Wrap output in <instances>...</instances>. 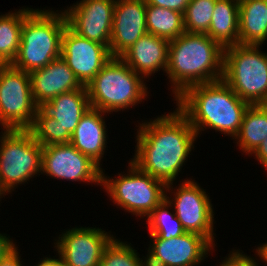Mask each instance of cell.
Masks as SVG:
<instances>
[{"label":"cell","instance_id":"d6a6232c","mask_svg":"<svg viewBox=\"0 0 267 266\" xmlns=\"http://www.w3.org/2000/svg\"><path fill=\"white\" fill-rule=\"evenodd\" d=\"M252 156L258 162V165L260 164L264 168V171L267 170V138L250 157L252 158Z\"/></svg>","mask_w":267,"mask_h":266},{"label":"cell","instance_id":"8d00e7d4","mask_svg":"<svg viewBox=\"0 0 267 266\" xmlns=\"http://www.w3.org/2000/svg\"><path fill=\"white\" fill-rule=\"evenodd\" d=\"M258 245L257 247L256 245L254 246V250H256L261 256L262 263H265L264 266H267V241Z\"/></svg>","mask_w":267,"mask_h":266},{"label":"cell","instance_id":"9c48e42d","mask_svg":"<svg viewBox=\"0 0 267 266\" xmlns=\"http://www.w3.org/2000/svg\"><path fill=\"white\" fill-rule=\"evenodd\" d=\"M207 193L206 189H203L192 176V179L178 184L166 185L165 198L174 208L176 217L185 232L205 237L214 247H217L215 244L217 235L214 233L216 214L212 199Z\"/></svg>","mask_w":267,"mask_h":266},{"label":"cell","instance_id":"f546056e","mask_svg":"<svg viewBox=\"0 0 267 266\" xmlns=\"http://www.w3.org/2000/svg\"><path fill=\"white\" fill-rule=\"evenodd\" d=\"M254 252L255 257L251 256V254L244 253L243 250L232 248L229 251V254H227L225 257H221V262L217 266H260L262 265L261 262V256L259 253L254 249L252 250ZM258 257V258H257ZM223 259V260H222ZM260 260V261H259Z\"/></svg>","mask_w":267,"mask_h":266},{"label":"cell","instance_id":"277c9868","mask_svg":"<svg viewBox=\"0 0 267 266\" xmlns=\"http://www.w3.org/2000/svg\"><path fill=\"white\" fill-rule=\"evenodd\" d=\"M44 8H33L25 16L18 54L11 64L29 74L61 57L62 34L68 25L65 12L63 7Z\"/></svg>","mask_w":267,"mask_h":266},{"label":"cell","instance_id":"e0dca14e","mask_svg":"<svg viewBox=\"0 0 267 266\" xmlns=\"http://www.w3.org/2000/svg\"><path fill=\"white\" fill-rule=\"evenodd\" d=\"M169 44L168 39L146 33L127 49L120 58L135 73L149 81L156 73L159 72L160 74L161 70L163 73L166 72Z\"/></svg>","mask_w":267,"mask_h":266},{"label":"cell","instance_id":"30bf717a","mask_svg":"<svg viewBox=\"0 0 267 266\" xmlns=\"http://www.w3.org/2000/svg\"><path fill=\"white\" fill-rule=\"evenodd\" d=\"M37 109L30 74L0 65V130L29 129Z\"/></svg>","mask_w":267,"mask_h":266},{"label":"cell","instance_id":"836d02e7","mask_svg":"<svg viewBox=\"0 0 267 266\" xmlns=\"http://www.w3.org/2000/svg\"><path fill=\"white\" fill-rule=\"evenodd\" d=\"M18 247L10 253L5 259L0 260V266H25L20 254L21 250Z\"/></svg>","mask_w":267,"mask_h":266},{"label":"cell","instance_id":"83f0119b","mask_svg":"<svg viewBox=\"0 0 267 266\" xmlns=\"http://www.w3.org/2000/svg\"><path fill=\"white\" fill-rule=\"evenodd\" d=\"M140 255L133 244L115 236L104 248L99 266H140Z\"/></svg>","mask_w":267,"mask_h":266},{"label":"cell","instance_id":"ba28073f","mask_svg":"<svg viewBox=\"0 0 267 266\" xmlns=\"http://www.w3.org/2000/svg\"><path fill=\"white\" fill-rule=\"evenodd\" d=\"M41 164L42 146L28 129L1 130L0 186L7 194L39 177Z\"/></svg>","mask_w":267,"mask_h":266},{"label":"cell","instance_id":"d590c367","mask_svg":"<svg viewBox=\"0 0 267 266\" xmlns=\"http://www.w3.org/2000/svg\"><path fill=\"white\" fill-rule=\"evenodd\" d=\"M56 257V258H55ZM38 263H35L34 266H67L63 261L61 256L56 252L55 256H50V254L46 257H42ZM29 266V265H27Z\"/></svg>","mask_w":267,"mask_h":266},{"label":"cell","instance_id":"d6986e66","mask_svg":"<svg viewBox=\"0 0 267 266\" xmlns=\"http://www.w3.org/2000/svg\"><path fill=\"white\" fill-rule=\"evenodd\" d=\"M107 115L110 114L90 108L81 117L70 140L71 145L80 153L89 156L101 168L103 158L105 159L104 154L108 150L109 133L106 125L107 119H105Z\"/></svg>","mask_w":267,"mask_h":266},{"label":"cell","instance_id":"7a4b0ae2","mask_svg":"<svg viewBox=\"0 0 267 266\" xmlns=\"http://www.w3.org/2000/svg\"><path fill=\"white\" fill-rule=\"evenodd\" d=\"M174 104L188 119L198 138L210 129L231 140L238 135L249 106L222 79L189 87Z\"/></svg>","mask_w":267,"mask_h":266},{"label":"cell","instance_id":"74e56055","mask_svg":"<svg viewBox=\"0 0 267 266\" xmlns=\"http://www.w3.org/2000/svg\"><path fill=\"white\" fill-rule=\"evenodd\" d=\"M8 194L0 186V202L5 199ZM4 197V199H2ZM1 204V203H0ZM1 206V205H0Z\"/></svg>","mask_w":267,"mask_h":266},{"label":"cell","instance_id":"8992f818","mask_svg":"<svg viewBox=\"0 0 267 266\" xmlns=\"http://www.w3.org/2000/svg\"><path fill=\"white\" fill-rule=\"evenodd\" d=\"M127 164L126 171L118 172L114 177L108 176L102 168L101 188L117 209L145 220L165 199L166 185L139 170L130 160Z\"/></svg>","mask_w":267,"mask_h":266},{"label":"cell","instance_id":"8fae6325","mask_svg":"<svg viewBox=\"0 0 267 266\" xmlns=\"http://www.w3.org/2000/svg\"><path fill=\"white\" fill-rule=\"evenodd\" d=\"M41 175L98 187L101 186L102 168L70 143L52 144L42 147Z\"/></svg>","mask_w":267,"mask_h":266},{"label":"cell","instance_id":"9a60e30c","mask_svg":"<svg viewBox=\"0 0 267 266\" xmlns=\"http://www.w3.org/2000/svg\"><path fill=\"white\" fill-rule=\"evenodd\" d=\"M148 249L165 262L166 266H198L213 254L215 247L205 238L195 233L161 239L150 236Z\"/></svg>","mask_w":267,"mask_h":266},{"label":"cell","instance_id":"ffe728a7","mask_svg":"<svg viewBox=\"0 0 267 266\" xmlns=\"http://www.w3.org/2000/svg\"><path fill=\"white\" fill-rule=\"evenodd\" d=\"M39 108L58 121L62 128V144L70 143L81 117L91 108L86 86L62 93Z\"/></svg>","mask_w":267,"mask_h":266},{"label":"cell","instance_id":"5b68a950","mask_svg":"<svg viewBox=\"0 0 267 266\" xmlns=\"http://www.w3.org/2000/svg\"><path fill=\"white\" fill-rule=\"evenodd\" d=\"M147 82L120 57H112L86 86L90 107L110 116L133 110L149 98Z\"/></svg>","mask_w":267,"mask_h":266},{"label":"cell","instance_id":"6da1fadb","mask_svg":"<svg viewBox=\"0 0 267 266\" xmlns=\"http://www.w3.org/2000/svg\"><path fill=\"white\" fill-rule=\"evenodd\" d=\"M136 121V146L129 160L165 185L192 179L191 176L178 178L197 147L198 137L188 119L175 108L172 112Z\"/></svg>","mask_w":267,"mask_h":266},{"label":"cell","instance_id":"7c38bea8","mask_svg":"<svg viewBox=\"0 0 267 266\" xmlns=\"http://www.w3.org/2000/svg\"><path fill=\"white\" fill-rule=\"evenodd\" d=\"M105 230L96 226H70L54 237L53 250L67 266H99L104 248L116 236Z\"/></svg>","mask_w":267,"mask_h":266},{"label":"cell","instance_id":"1f68e13d","mask_svg":"<svg viewBox=\"0 0 267 266\" xmlns=\"http://www.w3.org/2000/svg\"><path fill=\"white\" fill-rule=\"evenodd\" d=\"M16 243L10 234L0 233V260L5 259L18 247Z\"/></svg>","mask_w":267,"mask_h":266},{"label":"cell","instance_id":"cb8c5ba5","mask_svg":"<svg viewBox=\"0 0 267 266\" xmlns=\"http://www.w3.org/2000/svg\"><path fill=\"white\" fill-rule=\"evenodd\" d=\"M31 7H20L5 14L0 12V65L12 64L15 60L21 42L23 20L33 9Z\"/></svg>","mask_w":267,"mask_h":266},{"label":"cell","instance_id":"4fadbf2b","mask_svg":"<svg viewBox=\"0 0 267 266\" xmlns=\"http://www.w3.org/2000/svg\"><path fill=\"white\" fill-rule=\"evenodd\" d=\"M116 0H78L63 8L68 26L81 37L109 48Z\"/></svg>","mask_w":267,"mask_h":266},{"label":"cell","instance_id":"ac0fdd59","mask_svg":"<svg viewBox=\"0 0 267 266\" xmlns=\"http://www.w3.org/2000/svg\"><path fill=\"white\" fill-rule=\"evenodd\" d=\"M30 77L33 99L38 107L62 93L83 87L62 57L31 72Z\"/></svg>","mask_w":267,"mask_h":266},{"label":"cell","instance_id":"5bb4252c","mask_svg":"<svg viewBox=\"0 0 267 266\" xmlns=\"http://www.w3.org/2000/svg\"><path fill=\"white\" fill-rule=\"evenodd\" d=\"M61 57L83 86L112 58L106 45L81 37L68 25L62 34Z\"/></svg>","mask_w":267,"mask_h":266},{"label":"cell","instance_id":"d4e9b609","mask_svg":"<svg viewBox=\"0 0 267 266\" xmlns=\"http://www.w3.org/2000/svg\"><path fill=\"white\" fill-rule=\"evenodd\" d=\"M146 27L150 34L173 40L185 32L183 13L156 5H146Z\"/></svg>","mask_w":267,"mask_h":266},{"label":"cell","instance_id":"484cf974","mask_svg":"<svg viewBox=\"0 0 267 266\" xmlns=\"http://www.w3.org/2000/svg\"><path fill=\"white\" fill-rule=\"evenodd\" d=\"M150 236H159L161 239H170L185 233L181 222L176 217L173 207L165 198L145 218Z\"/></svg>","mask_w":267,"mask_h":266},{"label":"cell","instance_id":"e575fe53","mask_svg":"<svg viewBox=\"0 0 267 266\" xmlns=\"http://www.w3.org/2000/svg\"><path fill=\"white\" fill-rule=\"evenodd\" d=\"M147 252L143 256H140V266H166L165 262L152 253L148 248Z\"/></svg>","mask_w":267,"mask_h":266},{"label":"cell","instance_id":"f1b7e54d","mask_svg":"<svg viewBox=\"0 0 267 266\" xmlns=\"http://www.w3.org/2000/svg\"><path fill=\"white\" fill-rule=\"evenodd\" d=\"M28 130L42 147L62 144V128L58 121L53 117L47 116L39 107Z\"/></svg>","mask_w":267,"mask_h":266},{"label":"cell","instance_id":"2e32d148","mask_svg":"<svg viewBox=\"0 0 267 266\" xmlns=\"http://www.w3.org/2000/svg\"><path fill=\"white\" fill-rule=\"evenodd\" d=\"M145 0H116L109 51L120 57L139 38L148 33Z\"/></svg>","mask_w":267,"mask_h":266},{"label":"cell","instance_id":"4316f807","mask_svg":"<svg viewBox=\"0 0 267 266\" xmlns=\"http://www.w3.org/2000/svg\"><path fill=\"white\" fill-rule=\"evenodd\" d=\"M215 4L216 0H190L183 14L185 32L207 34Z\"/></svg>","mask_w":267,"mask_h":266},{"label":"cell","instance_id":"603a6c76","mask_svg":"<svg viewBox=\"0 0 267 266\" xmlns=\"http://www.w3.org/2000/svg\"><path fill=\"white\" fill-rule=\"evenodd\" d=\"M267 138V104L249 105L245 110L241 128L233 139L242 155H252ZM235 141V142H234Z\"/></svg>","mask_w":267,"mask_h":266},{"label":"cell","instance_id":"4dcf8cb0","mask_svg":"<svg viewBox=\"0 0 267 266\" xmlns=\"http://www.w3.org/2000/svg\"><path fill=\"white\" fill-rule=\"evenodd\" d=\"M148 5H156L162 8H168L179 11L184 14L190 0H145Z\"/></svg>","mask_w":267,"mask_h":266},{"label":"cell","instance_id":"3957f363","mask_svg":"<svg viewBox=\"0 0 267 266\" xmlns=\"http://www.w3.org/2000/svg\"><path fill=\"white\" fill-rule=\"evenodd\" d=\"M224 49L207 34L184 32L170 40L165 74L173 102L191 86L221 80ZM173 95V96H172Z\"/></svg>","mask_w":267,"mask_h":266},{"label":"cell","instance_id":"44dd1931","mask_svg":"<svg viewBox=\"0 0 267 266\" xmlns=\"http://www.w3.org/2000/svg\"><path fill=\"white\" fill-rule=\"evenodd\" d=\"M267 42V0L239 1V44Z\"/></svg>","mask_w":267,"mask_h":266},{"label":"cell","instance_id":"52a82bcc","mask_svg":"<svg viewBox=\"0 0 267 266\" xmlns=\"http://www.w3.org/2000/svg\"><path fill=\"white\" fill-rule=\"evenodd\" d=\"M262 46L237 44L223 51L222 80L249 105L267 104V52Z\"/></svg>","mask_w":267,"mask_h":266},{"label":"cell","instance_id":"7402d4cb","mask_svg":"<svg viewBox=\"0 0 267 266\" xmlns=\"http://www.w3.org/2000/svg\"><path fill=\"white\" fill-rule=\"evenodd\" d=\"M207 35L223 49L239 44L238 0H216Z\"/></svg>","mask_w":267,"mask_h":266}]
</instances>
